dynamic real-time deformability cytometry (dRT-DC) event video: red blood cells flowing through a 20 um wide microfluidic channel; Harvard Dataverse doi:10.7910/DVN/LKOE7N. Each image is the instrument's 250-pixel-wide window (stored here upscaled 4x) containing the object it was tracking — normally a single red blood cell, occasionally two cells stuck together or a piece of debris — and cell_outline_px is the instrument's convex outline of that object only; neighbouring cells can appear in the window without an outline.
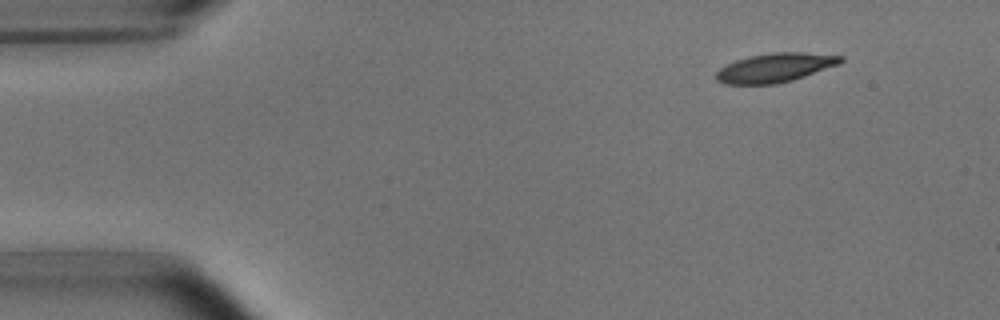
{"species": "common noctule bat (a hibernating species)", "species_latin": "Nyctalus noctula", "temperature_condition": "room temperature", "stored_images_in_passage": 9, "camera_frame_rate_fps": 3000, "um_per_image_px": 0.085, "animal": {"sex": "male", "body_mass_g": 15.6}, "frame": {"image": 1, "passage_image": 1, "time_ms": 0.0, "image_size_px": [1000, 320], "cell_outline_px": [[844, 60], [840, 64], [792, 80], [776, 84], [724, 84], [716, 80], [716, 72], [720, 68], [736, 60], [748, 56], [772, 52], [804, 52], [844, 56]], "centroid_in_image_um": [65.89, 5.74], "position_along_channel_um": 19.1, "area_um2": 21.1}}
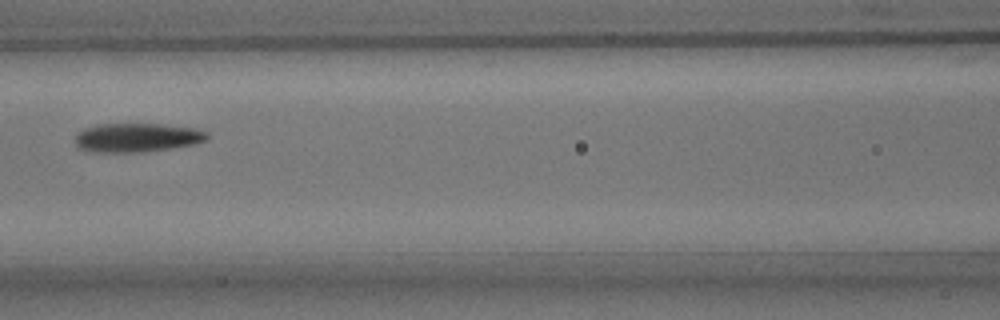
{"frame": {"image": 2, "passage_image": 6, "time_ms": 6.0, "image_size_px": [1000, 320], "cell_outline_px": [[208, 140], [196, 144], [172, 148], [144, 152], [92, 152], [80, 148], [76, 144], [76, 136], [84, 128], [100, 124], [160, 124], [196, 128], [208, 132]], "centroid_in_image_um": [11.7, 11.7], "position_along_channel_um": 154.9, "area_um2": 22.31}}
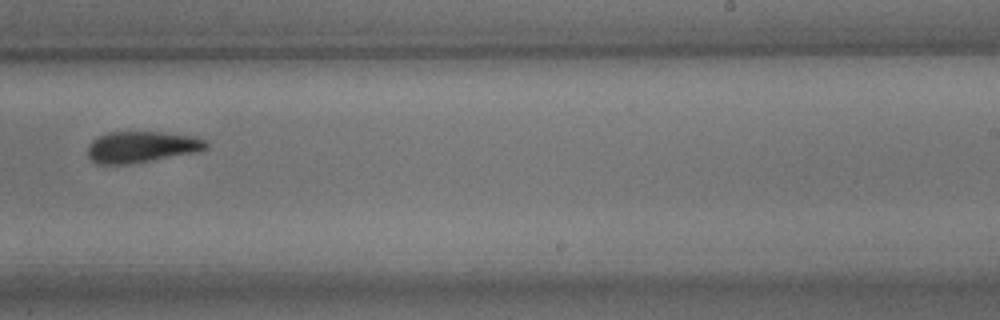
{"frame": {"image": 3, "passage_image": 9, "time_ms": 9.333, "image_size_px": [1000, 320], "cell_outline_px": [[208, 148], [196, 152], [152, 160], [128, 164], [96, 164], [88, 156], [88, 144], [92, 140], [108, 132], [164, 132], [196, 136], [204, 140], [208, 144]], "centroid_in_image_um": [12.03, 12.48], "position_along_channel_um": 277.0, "area_um2": 21.56}}